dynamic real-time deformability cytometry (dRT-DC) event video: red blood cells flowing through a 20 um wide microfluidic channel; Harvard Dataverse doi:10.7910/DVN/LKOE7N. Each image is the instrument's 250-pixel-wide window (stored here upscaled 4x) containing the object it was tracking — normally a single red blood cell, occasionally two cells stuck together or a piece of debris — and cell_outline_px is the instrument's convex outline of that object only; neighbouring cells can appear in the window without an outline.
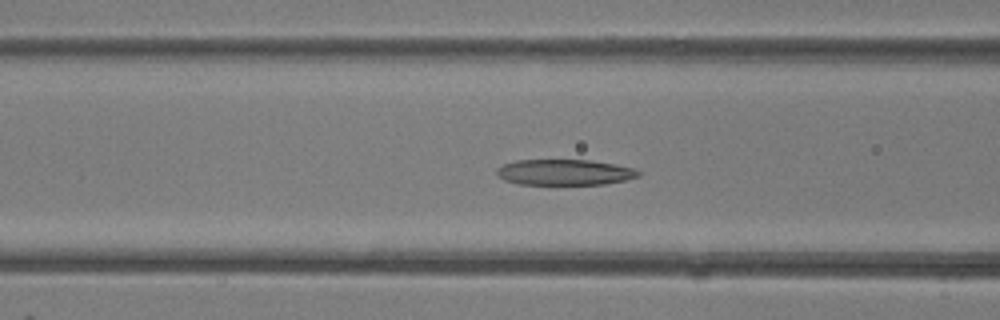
{"species": "common noctule bat (a hibernating species)", "species_latin": "Nyctalus noctula", "temperature_condition": "room temperature", "stored_images_in_passage": 41, "camera_frame_rate_fps": 3000, "um_per_image_px": 0.085, "animal": {"sex": "female"}, "frame": {"image": 1, "passage_image": 16, "time_ms": 5.0, "image_size_px": [1000, 320], "cell_outline_px": [[640, 176], [624, 180], [604, 184], [520, 184], [504, 180], [496, 172], [496, 168], [504, 164], [516, 160], [592, 160], [616, 164], [632, 168], [640, 172]], "centroid_in_image_um": [47.99, 14.63], "position_along_channel_um": 118.6, "area_um2": 21.15}}
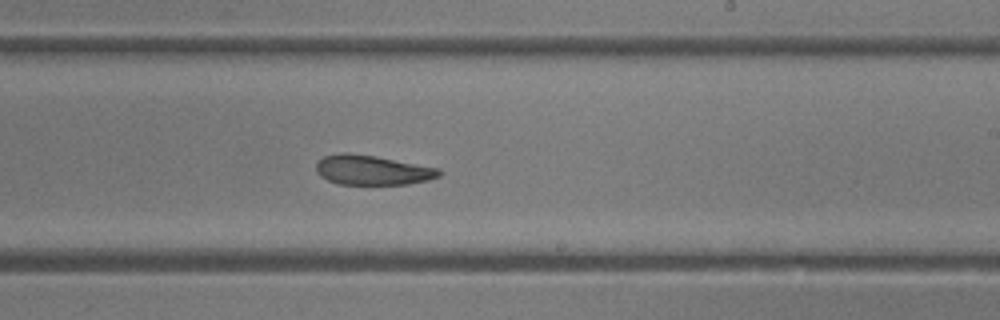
{"frame": {"image": 2, "passage_image": 24, "time_ms": 7.667, "image_size_px": [1000, 320], "cell_outline_px": [[444, 172], [440, 176], [428, 180], [408, 184], [340, 184], [328, 180], [320, 176], [316, 172], [316, 164], [324, 156], [340, 152], [348, 152], [376, 156], [440, 168]], "centroid_in_image_um": [31.67, 14.45], "position_along_channel_um": 257.3, "area_um2": 21.44}}
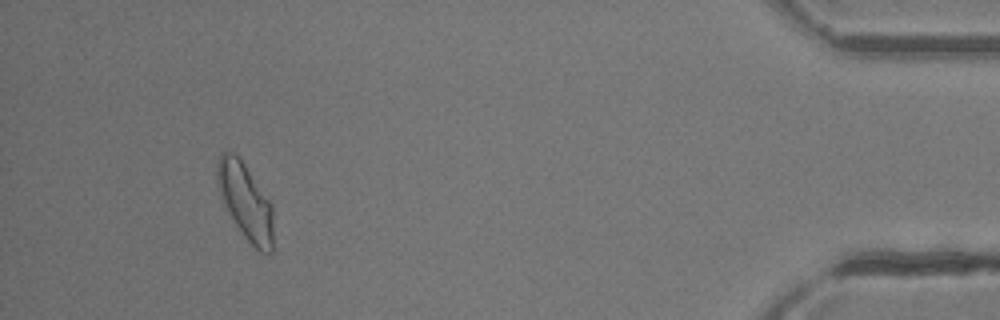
{"frame": {"image": 3, "passage_image": 37, "time_ms": 12.0, "image_size_px": [1000, 320], "cell_outline_px": [[272, 252], [260, 252], [244, 236], [228, 212], [220, 196], [216, 180], [216, 164], [220, 152], [232, 152], [244, 164], [272, 204]], "centroid_in_image_um": [20.83, 17.1], "position_along_channel_um": 414.4, "area_um2": 24.51}}